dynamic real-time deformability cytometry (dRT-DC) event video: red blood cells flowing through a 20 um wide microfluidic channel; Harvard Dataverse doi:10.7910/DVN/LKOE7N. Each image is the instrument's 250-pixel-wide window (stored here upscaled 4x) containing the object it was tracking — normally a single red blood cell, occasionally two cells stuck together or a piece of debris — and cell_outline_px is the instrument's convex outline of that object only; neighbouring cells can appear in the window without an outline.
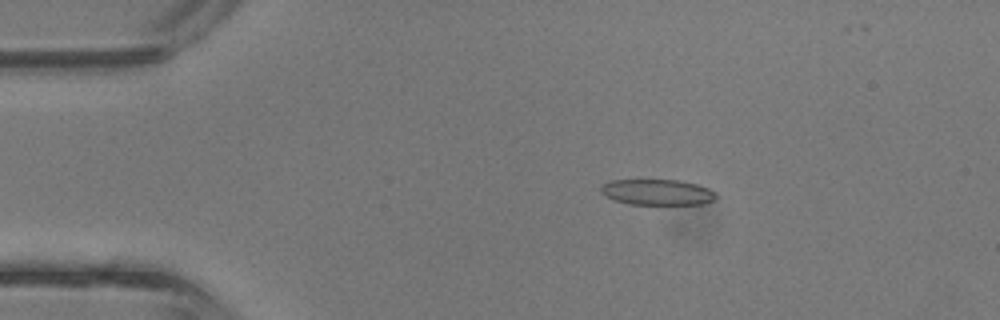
{"species": "common noctule bat (a hibernating species)", "species_latin": "Nyctalus noctula", "temperature_condition": "room temperature", "stored_images_in_passage": 5, "camera_frame_rate_fps": 3000, "um_per_image_px": 0.085, "animal": {"sex": "male", "body_mass_g": 13.3}, "frame": {"image": 1, "passage_image": 3, "time_ms": 0.667, "image_size_px": [1000, 320], "cell_outline_px": [[716, 200], [700, 204], [628, 204], [612, 200], [604, 196], [600, 192], [600, 188], [604, 184], [612, 180], [676, 180], [696, 184], [708, 188], [716, 192]], "centroid_in_image_um": [55.85, 16.34], "position_along_channel_um": 29.2, "area_um2": 17.34}}